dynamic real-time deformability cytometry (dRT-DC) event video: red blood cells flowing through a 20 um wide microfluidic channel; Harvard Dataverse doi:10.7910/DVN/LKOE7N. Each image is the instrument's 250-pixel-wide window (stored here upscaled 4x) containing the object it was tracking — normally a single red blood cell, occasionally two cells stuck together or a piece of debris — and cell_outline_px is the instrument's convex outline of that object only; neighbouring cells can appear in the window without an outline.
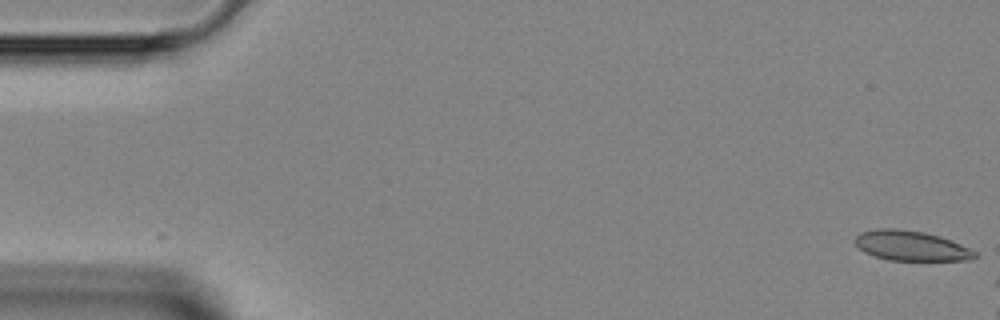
{"species": "Egyptian fruit bat (a non-hibernating species)", "species_latin": "Rousettus aegyptiacus", "temperature_condition": "room temperature", "stored_images_in_passage": 8, "camera_frame_rate_fps": 3000, "um_per_image_px": 0.085, "animal": {"sex": "female"}, "frame": {"image": 1, "passage_image": 1, "time_ms": 0.0, "image_size_px": [1000, 320], "cell_outline_px": [[976, 256], [972, 260], [888, 260], [864, 252], [852, 240], [860, 232], [876, 228], [896, 228], [924, 232], [940, 236], [952, 240], [976, 252]], "centroid_in_image_um": [77.41, 20.88], "position_along_channel_um": 7.6, "area_um2": 20.92}}